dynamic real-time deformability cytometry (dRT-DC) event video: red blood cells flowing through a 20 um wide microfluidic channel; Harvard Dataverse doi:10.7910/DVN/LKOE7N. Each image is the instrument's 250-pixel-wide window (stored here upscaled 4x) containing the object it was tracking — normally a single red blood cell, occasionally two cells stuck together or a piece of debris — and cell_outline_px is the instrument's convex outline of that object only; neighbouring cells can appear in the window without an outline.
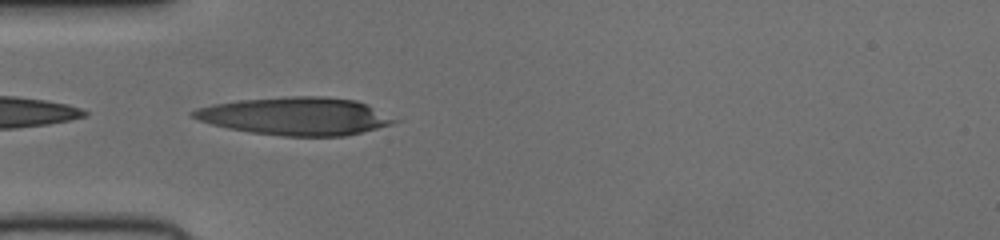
{"species": "human", "species_latin": "Homo sapiens", "temperature_condition": "cold", "stored_images_in_passage": 19, "camera_frame_rate_fps": 3000, "um_per_image_px": 0.085, "donor": {"sex": "female"}, "frame": {"image": 1, "passage_image": 1, "time_ms": 0.0, "image_size_px": [1000, 240], "cell_outline_px": [[404, 120], [392, 124], [344, 136], [280, 136], [248, 132], [228, 128], [212, 124], [188, 116], [188, 112], [196, 108], [212, 104], [240, 100], [292, 96], [324, 96], [356, 100], [368, 104]], "centroid_in_image_um": [25.16, 9.87], "position_along_channel_um": 59.8, "area_um2": 44.8}}
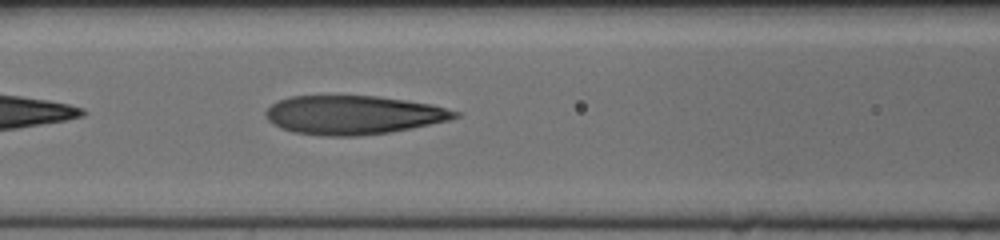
{"frame": {"image": 2, "passage_image": 7, "time_ms": 2.0, "image_size_px": [1000, 240], "cell_outline_px": [[460, 116], [452, 120], [412, 128], [388, 132], [360, 136], [324, 136], [292, 132], [280, 128], [272, 124], [264, 116], [264, 112], [272, 104], [280, 100], [292, 96], [380, 96], [432, 104], [460, 112]], "centroid_in_image_um": [30.04, 9.77], "position_along_channel_um": 136.6, "area_um2": 43.06}}
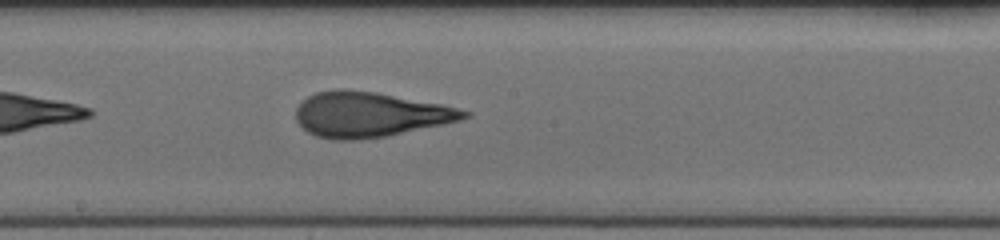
{"frame": {"image": 3, "passage_image": 13, "time_ms": 4.0, "image_size_px": [1000, 240], "cell_outline_px": [[472, 116], [460, 120], [444, 124], [388, 136], [356, 140], [332, 140], [316, 136], [308, 132], [296, 120], [296, 108], [308, 96], [316, 92], [336, 88], [344, 88], [376, 92], [440, 104], [472, 112]], "centroid_in_image_um": [31.42, 9.73], "position_along_channel_um": 216.8, "area_um2": 44.27}}